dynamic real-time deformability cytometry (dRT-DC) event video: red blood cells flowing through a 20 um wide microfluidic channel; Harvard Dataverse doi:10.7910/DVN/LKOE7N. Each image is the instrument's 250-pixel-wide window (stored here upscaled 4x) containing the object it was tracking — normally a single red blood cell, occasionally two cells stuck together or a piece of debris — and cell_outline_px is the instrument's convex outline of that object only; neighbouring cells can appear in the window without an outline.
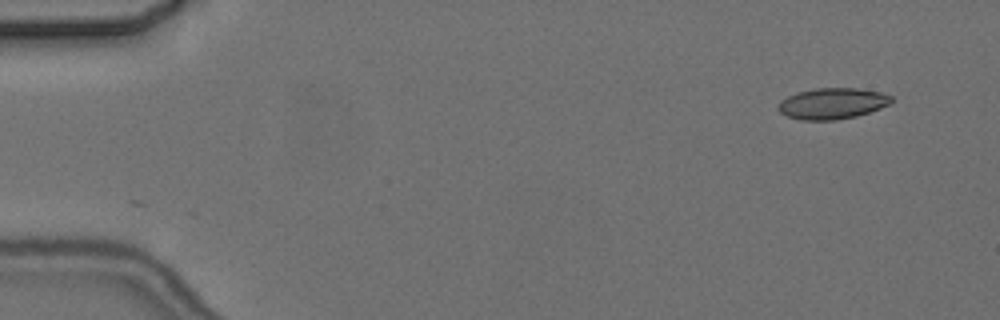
{"species": "common noctule bat (a hibernating species)", "species_latin": "Nyctalus noctula", "temperature_condition": "cold", "stored_images_in_passage": 8, "camera_frame_rate_fps": 3000, "um_per_image_px": 0.085, "animal": {"sex": "female", "body_mass_g": 24.6, "forearm_length_mm": 56.2}, "frame": {"image": 1, "passage_image": 1, "time_ms": 0.0, "image_size_px": [1000, 320], "cell_outline_px": [[892, 100], [888, 104], [880, 108], [856, 116], [836, 120], [800, 120], [788, 116], [780, 112], [776, 108], [780, 100], [796, 92], [816, 88], [856, 88], [880, 92], [892, 96]], "centroid_in_image_um": [70.7, 8.79], "position_along_channel_um": 14.3, "area_um2": 20.46}}
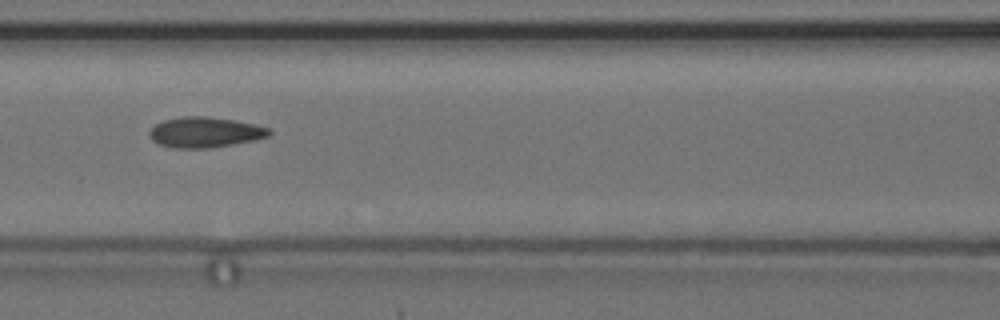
{"frame": {"image": 2, "passage_image": 7, "time_ms": 7.0, "image_size_px": [1000, 320], "cell_outline_px": [[272, 132], [268, 136], [256, 140], [208, 148], [172, 148], [160, 144], [152, 140], [148, 132], [156, 124], [164, 120], [180, 116], [204, 116], [232, 120], [256, 124], [268, 128]], "centroid_in_image_um": [17.42, 11.24], "position_along_channel_um": 149.2, "area_um2": 21.15}}
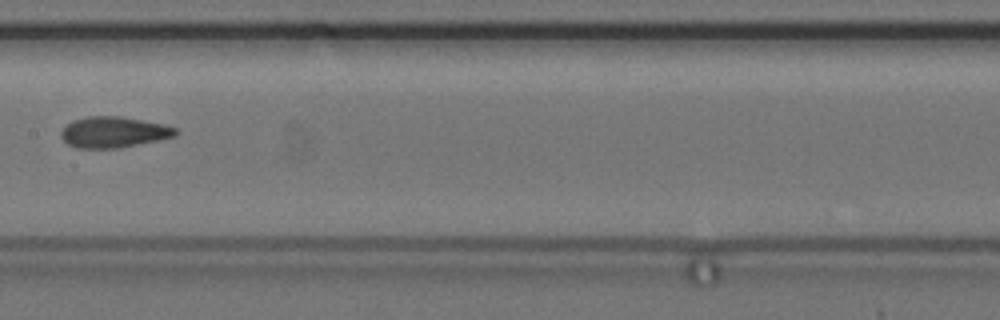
{"frame": {"image": 3, "passage_image": 8, "time_ms": 8.333, "image_size_px": [1000, 320], "cell_outline_px": [[180, 132], [176, 136], [120, 148], [76, 148], [68, 144], [60, 136], [60, 132], [72, 120], [88, 116], [120, 116], [164, 124], [176, 128]], "centroid_in_image_um": [9.67, 11.23], "position_along_channel_um": 197.7, "area_um2": 20.69}}